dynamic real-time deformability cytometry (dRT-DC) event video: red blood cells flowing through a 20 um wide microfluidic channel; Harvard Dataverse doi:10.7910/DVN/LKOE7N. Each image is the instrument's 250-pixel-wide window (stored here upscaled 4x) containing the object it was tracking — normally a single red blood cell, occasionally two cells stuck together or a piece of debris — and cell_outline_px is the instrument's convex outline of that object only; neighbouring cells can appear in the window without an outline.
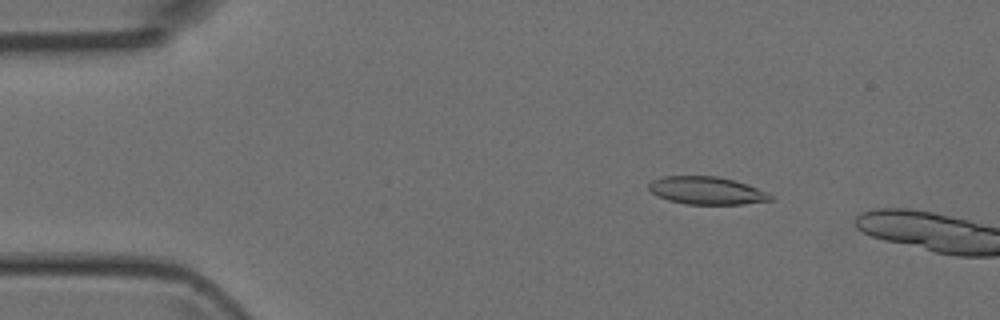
{"species": "Egyptian fruit bat (a non-hibernating species)", "species_latin": "Rousettus aegyptiacus", "temperature_condition": "room temperature", "stored_images_in_passage": 2, "camera_frame_rate_fps": 3000, "um_per_image_px": 0.085, "animal": {"sex": "female"}, "frame": {"image": 1, "passage_image": 1, "time_ms": 0.0, "image_size_px": [1000, 320], "cell_outline_px": [[772, 200], [744, 204], [688, 204], [668, 200], [652, 192], [648, 188], [648, 184], [652, 180], [664, 176], [716, 176], [732, 180], [768, 192], [772, 196]], "centroid_in_image_um": [60.05, 16.2], "position_along_channel_um": 24.9, "area_um2": 19.36}}